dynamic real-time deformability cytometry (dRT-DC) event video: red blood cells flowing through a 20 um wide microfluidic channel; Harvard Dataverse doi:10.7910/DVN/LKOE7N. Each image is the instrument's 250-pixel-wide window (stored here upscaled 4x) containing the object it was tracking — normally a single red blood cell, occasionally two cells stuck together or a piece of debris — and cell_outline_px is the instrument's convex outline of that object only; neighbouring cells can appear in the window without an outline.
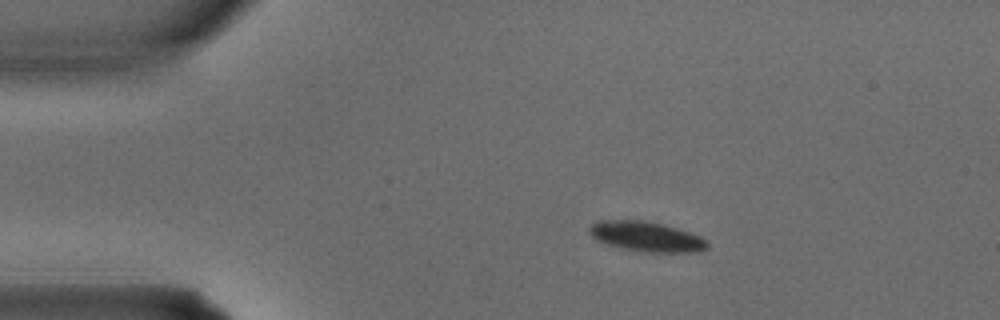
{"species": "common noctule bat (a hibernating species)", "species_latin": "Nyctalus noctula", "temperature_condition": "warm", "stored_images_in_passage": 2, "camera_frame_rate_fps": 3000, "um_per_image_px": 0.085, "animal": {"sex": "male", "body_mass_g": 15.6}, "frame": {"image": 1, "passage_image": 1, "time_ms": 0.0, "image_size_px": [1000, 320], "cell_outline_px": [[708, 248], [692, 252], [648, 252], [620, 248], [596, 240], [588, 232], [588, 228], [596, 220], [640, 220], [664, 224], [700, 236], [708, 244]], "centroid_in_image_um": [54.88, 20.1], "position_along_channel_um": 30.1, "area_um2": 20.46}}